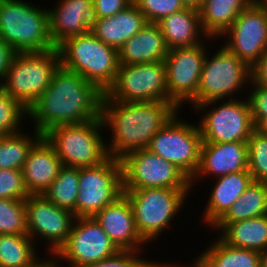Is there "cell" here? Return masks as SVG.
<instances>
[{
    "label": "cell",
    "mask_w": 267,
    "mask_h": 267,
    "mask_svg": "<svg viewBox=\"0 0 267 267\" xmlns=\"http://www.w3.org/2000/svg\"><path fill=\"white\" fill-rule=\"evenodd\" d=\"M260 267H267V246L260 252Z\"/></svg>",
    "instance_id": "46"
},
{
    "label": "cell",
    "mask_w": 267,
    "mask_h": 267,
    "mask_svg": "<svg viewBox=\"0 0 267 267\" xmlns=\"http://www.w3.org/2000/svg\"><path fill=\"white\" fill-rule=\"evenodd\" d=\"M178 114L153 136L147 149L173 163L192 180L200 165L203 140L198 124L184 121Z\"/></svg>",
    "instance_id": "10"
},
{
    "label": "cell",
    "mask_w": 267,
    "mask_h": 267,
    "mask_svg": "<svg viewBox=\"0 0 267 267\" xmlns=\"http://www.w3.org/2000/svg\"><path fill=\"white\" fill-rule=\"evenodd\" d=\"M78 184L79 168L62 166L58 176L43 195L59 208L73 212L76 217Z\"/></svg>",
    "instance_id": "32"
},
{
    "label": "cell",
    "mask_w": 267,
    "mask_h": 267,
    "mask_svg": "<svg viewBox=\"0 0 267 267\" xmlns=\"http://www.w3.org/2000/svg\"><path fill=\"white\" fill-rule=\"evenodd\" d=\"M145 15L134 2L110 17L98 18L90 32L117 50L146 24Z\"/></svg>",
    "instance_id": "23"
},
{
    "label": "cell",
    "mask_w": 267,
    "mask_h": 267,
    "mask_svg": "<svg viewBox=\"0 0 267 267\" xmlns=\"http://www.w3.org/2000/svg\"><path fill=\"white\" fill-rule=\"evenodd\" d=\"M25 207L27 234L34 243L40 238L45 240V244L49 246L46 251L50 252L49 255L55 254L71 232L76 219L74 213L59 208L44 195H29Z\"/></svg>",
    "instance_id": "17"
},
{
    "label": "cell",
    "mask_w": 267,
    "mask_h": 267,
    "mask_svg": "<svg viewBox=\"0 0 267 267\" xmlns=\"http://www.w3.org/2000/svg\"><path fill=\"white\" fill-rule=\"evenodd\" d=\"M219 232L227 245L260 253L267 246V215L228 223Z\"/></svg>",
    "instance_id": "29"
},
{
    "label": "cell",
    "mask_w": 267,
    "mask_h": 267,
    "mask_svg": "<svg viewBox=\"0 0 267 267\" xmlns=\"http://www.w3.org/2000/svg\"><path fill=\"white\" fill-rule=\"evenodd\" d=\"M248 172L253 181L267 182V133L256 129L247 141Z\"/></svg>",
    "instance_id": "34"
},
{
    "label": "cell",
    "mask_w": 267,
    "mask_h": 267,
    "mask_svg": "<svg viewBox=\"0 0 267 267\" xmlns=\"http://www.w3.org/2000/svg\"><path fill=\"white\" fill-rule=\"evenodd\" d=\"M191 191L173 188L123 190L132 207L137 232L146 243L158 240L163 231L172 227L171 220L184 210L182 207Z\"/></svg>",
    "instance_id": "6"
},
{
    "label": "cell",
    "mask_w": 267,
    "mask_h": 267,
    "mask_svg": "<svg viewBox=\"0 0 267 267\" xmlns=\"http://www.w3.org/2000/svg\"><path fill=\"white\" fill-rule=\"evenodd\" d=\"M224 46L251 68L267 49V4L254 0L220 36Z\"/></svg>",
    "instance_id": "16"
},
{
    "label": "cell",
    "mask_w": 267,
    "mask_h": 267,
    "mask_svg": "<svg viewBox=\"0 0 267 267\" xmlns=\"http://www.w3.org/2000/svg\"><path fill=\"white\" fill-rule=\"evenodd\" d=\"M254 0H204L199 8L204 32L216 40L232 25L238 14ZM216 37V38H215Z\"/></svg>",
    "instance_id": "26"
},
{
    "label": "cell",
    "mask_w": 267,
    "mask_h": 267,
    "mask_svg": "<svg viewBox=\"0 0 267 267\" xmlns=\"http://www.w3.org/2000/svg\"><path fill=\"white\" fill-rule=\"evenodd\" d=\"M47 10L50 37L55 47L69 37L90 32L98 19L92 0H59Z\"/></svg>",
    "instance_id": "18"
},
{
    "label": "cell",
    "mask_w": 267,
    "mask_h": 267,
    "mask_svg": "<svg viewBox=\"0 0 267 267\" xmlns=\"http://www.w3.org/2000/svg\"><path fill=\"white\" fill-rule=\"evenodd\" d=\"M119 251L94 217H79L66 242L54 255L59 267H64L61 263L64 260L65 267H85L113 257Z\"/></svg>",
    "instance_id": "15"
},
{
    "label": "cell",
    "mask_w": 267,
    "mask_h": 267,
    "mask_svg": "<svg viewBox=\"0 0 267 267\" xmlns=\"http://www.w3.org/2000/svg\"><path fill=\"white\" fill-rule=\"evenodd\" d=\"M252 80L256 84L267 88V49L252 67Z\"/></svg>",
    "instance_id": "42"
},
{
    "label": "cell",
    "mask_w": 267,
    "mask_h": 267,
    "mask_svg": "<svg viewBox=\"0 0 267 267\" xmlns=\"http://www.w3.org/2000/svg\"><path fill=\"white\" fill-rule=\"evenodd\" d=\"M76 218L94 217L123 194L122 164L109 157L94 167L79 168Z\"/></svg>",
    "instance_id": "12"
},
{
    "label": "cell",
    "mask_w": 267,
    "mask_h": 267,
    "mask_svg": "<svg viewBox=\"0 0 267 267\" xmlns=\"http://www.w3.org/2000/svg\"><path fill=\"white\" fill-rule=\"evenodd\" d=\"M56 48L62 67L78 73L103 93L114 84L120 66L118 50L91 32L69 37Z\"/></svg>",
    "instance_id": "3"
},
{
    "label": "cell",
    "mask_w": 267,
    "mask_h": 267,
    "mask_svg": "<svg viewBox=\"0 0 267 267\" xmlns=\"http://www.w3.org/2000/svg\"><path fill=\"white\" fill-rule=\"evenodd\" d=\"M216 179L214 187L210 190L207 206L202 213L204 220L201 221H204L206 226L208 223L209 227H212L225 214L253 181L248 171L231 173Z\"/></svg>",
    "instance_id": "25"
},
{
    "label": "cell",
    "mask_w": 267,
    "mask_h": 267,
    "mask_svg": "<svg viewBox=\"0 0 267 267\" xmlns=\"http://www.w3.org/2000/svg\"><path fill=\"white\" fill-rule=\"evenodd\" d=\"M0 234H27L25 200L0 198Z\"/></svg>",
    "instance_id": "35"
},
{
    "label": "cell",
    "mask_w": 267,
    "mask_h": 267,
    "mask_svg": "<svg viewBox=\"0 0 267 267\" xmlns=\"http://www.w3.org/2000/svg\"><path fill=\"white\" fill-rule=\"evenodd\" d=\"M209 55L207 52L202 68L197 105L213 100L238 99L239 96L234 98V94L246 89V85L249 87L252 68L222 44L211 58Z\"/></svg>",
    "instance_id": "9"
},
{
    "label": "cell",
    "mask_w": 267,
    "mask_h": 267,
    "mask_svg": "<svg viewBox=\"0 0 267 267\" xmlns=\"http://www.w3.org/2000/svg\"><path fill=\"white\" fill-rule=\"evenodd\" d=\"M148 23H157L163 17L186 8L182 0H134Z\"/></svg>",
    "instance_id": "36"
},
{
    "label": "cell",
    "mask_w": 267,
    "mask_h": 267,
    "mask_svg": "<svg viewBox=\"0 0 267 267\" xmlns=\"http://www.w3.org/2000/svg\"><path fill=\"white\" fill-rule=\"evenodd\" d=\"M250 89L248 98L251 116L254 122L255 128L264 131L267 128V88L256 84L253 80L250 83Z\"/></svg>",
    "instance_id": "38"
},
{
    "label": "cell",
    "mask_w": 267,
    "mask_h": 267,
    "mask_svg": "<svg viewBox=\"0 0 267 267\" xmlns=\"http://www.w3.org/2000/svg\"><path fill=\"white\" fill-rule=\"evenodd\" d=\"M104 94L95 84L60 65L50 86L29 107L27 116L35 124L33 129L43 136L56 126L101 118Z\"/></svg>",
    "instance_id": "1"
},
{
    "label": "cell",
    "mask_w": 267,
    "mask_h": 267,
    "mask_svg": "<svg viewBox=\"0 0 267 267\" xmlns=\"http://www.w3.org/2000/svg\"><path fill=\"white\" fill-rule=\"evenodd\" d=\"M60 65L57 48L45 52L17 53L0 87L28 110L50 86Z\"/></svg>",
    "instance_id": "7"
},
{
    "label": "cell",
    "mask_w": 267,
    "mask_h": 267,
    "mask_svg": "<svg viewBox=\"0 0 267 267\" xmlns=\"http://www.w3.org/2000/svg\"><path fill=\"white\" fill-rule=\"evenodd\" d=\"M140 253L142 252L119 251L113 257L85 267H140V265L145 261L144 257L143 259L141 258Z\"/></svg>",
    "instance_id": "39"
},
{
    "label": "cell",
    "mask_w": 267,
    "mask_h": 267,
    "mask_svg": "<svg viewBox=\"0 0 267 267\" xmlns=\"http://www.w3.org/2000/svg\"><path fill=\"white\" fill-rule=\"evenodd\" d=\"M157 24L168 49L195 46L209 38L202 28L199 9L196 8L186 7L163 17Z\"/></svg>",
    "instance_id": "24"
},
{
    "label": "cell",
    "mask_w": 267,
    "mask_h": 267,
    "mask_svg": "<svg viewBox=\"0 0 267 267\" xmlns=\"http://www.w3.org/2000/svg\"><path fill=\"white\" fill-rule=\"evenodd\" d=\"M241 171H248L247 142H202L200 165L191 180V188L204 177L215 176L216 179Z\"/></svg>",
    "instance_id": "20"
},
{
    "label": "cell",
    "mask_w": 267,
    "mask_h": 267,
    "mask_svg": "<svg viewBox=\"0 0 267 267\" xmlns=\"http://www.w3.org/2000/svg\"><path fill=\"white\" fill-rule=\"evenodd\" d=\"M120 161L123 190L192 189L191 180L180 169L147 148L131 152Z\"/></svg>",
    "instance_id": "13"
},
{
    "label": "cell",
    "mask_w": 267,
    "mask_h": 267,
    "mask_svg": "<svg viewBox=\"0 0 267 267\" xmlns=\"http://www.w3.org/2000/svg\"><path fill=\"white\" fill-rule=\"evenodd\" d=\"M94 218L120 251L142 252L145 249L143 246L147 243L137 232L133 210L124 193Z\"/></svg>",
    "instance_id": "19"
},
{
    "label": "cell",
    "mask_w": 267,
    "mask_h": 267,
    "mask_svg": "<svg viewBox=\"0 0 267 267\" xmlns=\"http://www.w3.org/2000/svg\"><path fill=\"white\" fill-rule=\"evenodd\" d=\"M17 52L0 38V82L5 78Z\"/></svg>",
    "instance_id": "41"
},
{
    "label": "cell",
    "mask_w": 267,
    "mask_h": 267,
    "mask_svg": "<svg viewBox=\"0 0 267 267\" xmlns=\"http://www.w3.org/2000/svg\"><path fill=\"white\" fill-rule=\"evenodd\" d=\"M199 253L193 267H260V253L245 248L231 247L219 237Z\"/></svg>",
    "instance_id": "27"
},
{
    "label": "cell",
    "mask_w": 267,
    "mask_h": 267,
    "mask_svg": "<svg viewBox=\"0 0 267 267\" xmlns=\"http://www.w3.org/2000/svg\"><path fill=\"white\" fill-rule=\"evenodd\" d=\"M55 149L42 137L29 151L22 168L24 186L29 195H43L62 167Z\"/></svg>",
    "instance_id": "21"
},
{
    "label": "cell",
    "mask_w": 267,
    "mask_h": 267,
    "mask_svg": "<svg viewBox=\"0 0 267 267\" xmlns=\"http://www.w3.org/2000/svg\"><path fill=\"white\" fill-rule=\"evenodd\" d=\"M179 110L173 102H114L104 94L101 119L105 130L112 131L107 144L109 157L121 160L147 148L153 136Z\"/></svg>",
    "instance_id": "2"
},
{
    "label": "cell",
    "mask_w": 267,
    "mask_h": 267,
    "mask_svg": "<svg viewBox=\"0 0 267 267\" xmlns=\"http://www.w3.org/2000/svg\"><path fill=\"white\" fill-rule=\"evenodd\" d=\"M265 215H267V182L252 181L211 229L219 232L228 223Z\"/></svg>",
    "instance_id": "28"
},
{
    "label": "cell",
    "mask_w": 267,
    "mask_h": 267,
    "mask_svg": "<svg viewBox=\"0 0 267 267\" xmlns=\"http://www.w3.org/2000/svg\"><path fill=\"white\" fill-rule=\"evenodd\" d=\"M101 118L81 124L53 127L43 137L55 149L63 166L94 167L109 158Z\"/></svg>",
    "instance_id": "5"
},
{
    "label": "cell",
    "mask_w": 267,
    "mask_h": 267,
    "mask_svg": "<svg viewBox=\"0 0 267 267\" xmlns=\"http://www.w3.org/2000/svg\"><path fill=\"white\" fill-rule=\"evenodd\" d=\"M0 38L17 53L55 49L49 32V15L23 0H0Z\"/></svg>",
    "instance_id": "4"
},
{
    "label": "cell",
    "mask_w": 267,
    "mask_h": 267,
    "mask_svg": "<svg viewBox=\"0 0 267 267\" xmlns=\"http://www.w3.org/2000/svg\"><path fill=\"white\" fill-rule=\"evenodd\" d=\"M245 99L213 100L196 105L192 109L196 110L195 112H198V115L199 111L203 112V114L200 113L203 117L201 116L198 119V121L200 120L198 127L203 142L229 143L248 141L256 128L252 120L249 101ZM218 104L219 106H217ZM209 107L212 109L209 110Z\"/></svg>",
    "instance_id": "8"
},
{
    "label": "cell",
    "mask_w": 267,
    "mask_h": 267,
    "mask_svg": "<svg viewBox=\"0 0 267 267\" xmlns=\"http://www.w3.org/2000/svg\"><path fill=\"white\" fill-rule=\"evenodd\" d=\"M36 246L28 234H0V267L32 266L39 260Z\"/></svg>",
    "instance_id": "30"
},
{
    "label": "cell",
    "mask_w": 267,
    "mask_h": 267,
    "mask_svg": "<svg viewBox=\"0 0 267 267\" xmlns=\"http://www.w3.org/2000/svg\"><path fill=\"white\" fill-rule=\"evenodd\" d=\"M165 262H166V264H165ZM164 263L161 261V263H160V261H158V262H155L154 260H145L141 265H140V267H182L181 265H174V264H172V263H167V261H165ZM163 263V264H162ZM184 267V266H183Z\"/></svg>",
    "instance_id": "44"
},
{
    "label": "cell",
    "mask_w": 267,
    "mask_h": 267,
    "mask_svg": "<svg viewBox=\"0 0 267 267\" xmlns=\"http://www.w3.org/2000/svg\"><path fill=\"white\" fill-rule=\"evenodd\" d=\"M33 136L19 132L0 137V169L22 170L29 151L43 137L33 130Z\"/></svg>",
    "instance_id": "31"
},
{
    "label": "cell",
    "mask_w": 267,
    "mask_h": 267,
    "mask_svg": "<svg viewBox=\"0 0 267 267\" xmlns=\"http://www.w3.org/2000/svg\"><path fill=\"white\" fill-rule=\"evenodd\" d=\"M204 0H182L186 7L199 9Z\"/></svg>",
    "instance_id": "45"
},
{
    "label": "cell",
    "mask_w": 267,
    "mask_h": 267,
    "mask_svg": "<svg viewBox=\"0 0 267 267\" xmlns=\"http://www.w3.org/2000/svg\"><path fill=\"white\" fill-rule=\"evenodd\" d=\"M30 267H59V263L57 262L55 255L51 254L50 258H41Z\"/></svg>",
    "instance_id": "43"
},
{
    "label": "cell",
    "mask_w": 267,
    "mask_h": 267,
    "mask_svg": "<svg viewBox=\"0 0 267 267\" xmlns=\"http://www.w3.org/2000/svg\"><path fill=\"white\" fill-rule=\"evenodd\" d=\"M22 170L0 169V198L26 200Z\"/></svg>",
    "instance_id": "37"
},
{
    "label": "cell",
    "mask_w": 267,
    "mask_h": 267,
    "mask_svg": "<svg viewBox=\"0 0 267 267\" xmlns=\"http://www.w3.org/2000/svg\"><path fill=\"white\" fill-rule=\"evenodd\" d=\"M162 31L157 23H147L119 49L120 65L164 61L168 54Z\"/></svg>",
    "instance_id": "22"
},
{
    "label": "cell",
    "mask_w": 267,
    "mask_h": 267,
    "mask_svg": "<svg viewBox=\"0 0 267 267\" xmlns=\"http://www.w3.org/2000/svg\"><path fill=\"white\" fill-rule=\"evenodd\" d=\"M209 39V41H208ZM205 43L189 47L169 49L164 60L166 66V83L169 99L178 107L189 102L191 108L197 105V89L207 53Z\"/></svg>",
    "instance_id": "14"
},
{
    "label": "cell",
    "mask_w": 267,
    "mask_h": 267,
    "mask_svg": "<svg viewBox=\"0 0 267 267\" xmlns=\"http://www.w3.org/2000/svg\"><path fill=\"white\" fill-rule=\"evenodd\" d=\"M97 18L110 17L129 6L131 0H92Z\"/></svg>",
    "instance_id": "40"
},
{
    "label": "cell",
    "mask_w": 267,
    "mask_h": 267,
    "mask_svg": "<svg viewBox=\"0 0 267 267\" xmlns=\"http://www.w3.org/2000/svg\"><path fill=\"white\" fill-rule=\"evenodd\" d=\"M27 115L28 110L0 87V137L21 132Z\"/></svg>",
    "instance_id": "33"
},
{
    "label": "cell",
    "mask_w": 267,
    "mask_h": 267,
    "mask_svg": "<svg viewBox=\"0 0 267 267\" xmlns=\"http://www.w3.org/2000/svg\"><path fill=\"white\" fill-rule=\"evenodd\" d=\"M105 95L114 102H172L167 92L165 62L120 65Z\"/></svg>",
    "instance_id": "11"
}]
</instances>
